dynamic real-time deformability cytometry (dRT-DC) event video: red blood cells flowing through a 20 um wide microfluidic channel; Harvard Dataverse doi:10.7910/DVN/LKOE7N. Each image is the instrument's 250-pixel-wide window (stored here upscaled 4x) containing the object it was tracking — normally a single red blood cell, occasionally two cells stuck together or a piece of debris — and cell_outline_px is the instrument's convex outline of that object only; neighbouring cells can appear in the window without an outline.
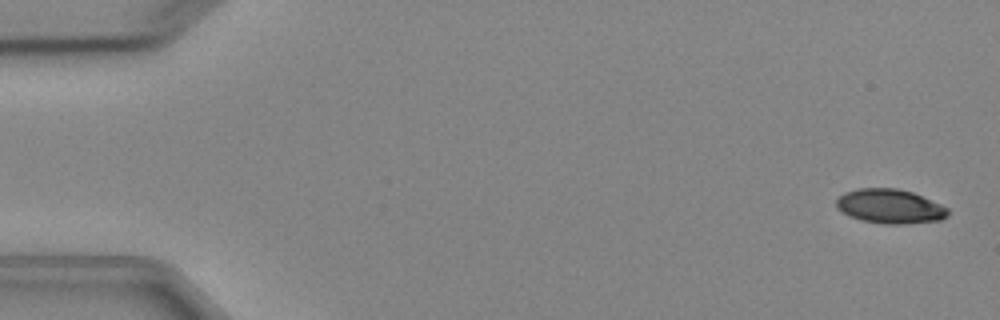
{"species": "Egyptian fruit bat (a non-hibernating species)", "species_latin": "Rousettus aegyptiacus", "temperature_condition": "cold", "stored_images_in_passage": 4, "camera_frame_rate_fps": 3000, "um_per_image_px": 0.085, "animal": {"sex": "female"}, "frame": {"image": 1, "passage_image": 1, "time_ms": 0.0, "image_size_px": [1000, 320], "cell_outline_px": [[948, 216], [940, 220], [904, 224], [884, 224], [864, 220], [852, 216], [836, 208], [836, 200], [844, 192], [856, 188], [896, 188], [912, 192], [940, 204], [948, 208]], "centroid_in_image_um": [75.65, 17.53], "position_along_channel_um": 9.4, "area_um2": 22.14}}